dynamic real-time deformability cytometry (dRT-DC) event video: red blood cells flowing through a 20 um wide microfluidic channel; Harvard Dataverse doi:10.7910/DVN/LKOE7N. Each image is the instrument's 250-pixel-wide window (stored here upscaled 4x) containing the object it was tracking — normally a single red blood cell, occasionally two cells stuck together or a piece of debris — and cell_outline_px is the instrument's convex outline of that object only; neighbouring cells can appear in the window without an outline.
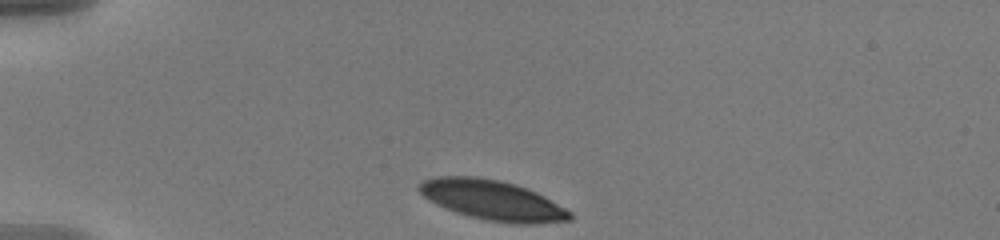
{"species": "human", "species_latin": "Homo sapiens", "temperature_condition": "warm", "stored_images_in_passage": 37, "camera_frame_rate_fps": 3000, "um_per_image_px": 0.085, "donor": {"sex": "male"}, "frame": {"image": 1, "passage_image": 1, "time_ms": 0.0, "image_size_px": [1000, 240], "cell_outline_px": [[572, 220], [540, 224], [508, 224], [488, 220], [456, 212], [444, 208], [436, 204], [424, 196], [416, 188], [424, 180], [436, 176], [476, 176], [500, 180], [516, 184], [536, 192], [544, 196], [572, 212]], "centroid_in_image_um": [41.88, 17.02], "position_along_channel_um": 43.1, "area_um2": 35.2}}
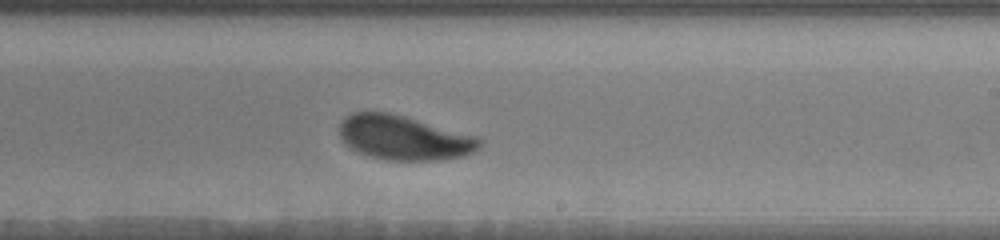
{"frame": {"image": 2, "passage_image": 22, "time_ms": 7.0, "image_size_px": [1000, 240], "cell_outline_px": [[480, 148], [464, 156], [440, 160], [388, 160], [372, 156], [360, 152], [344, 144], [340, 136], [340, 124], [344, 116], [352, 112], [388, 112], [476, 136], [480, 140]], "centroid_in_image_um": [34.3, 11.71], "position_along_channel_um": 254.7, "area_um2": 35.84}}
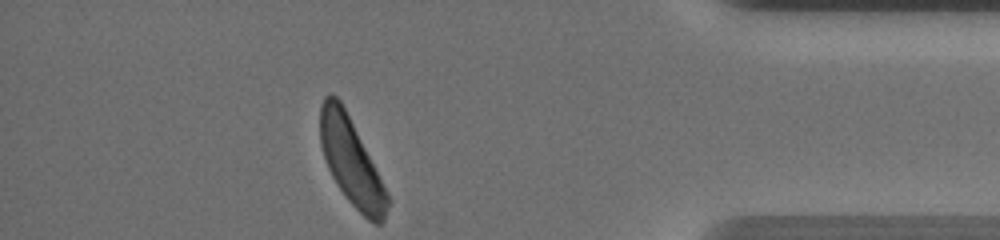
{"frame": {"image": 3, "passage_image": 37, "time_ms": 12.0, "image_size_px": [1000, 240], "cell_outline_px": [[392, 200], [384, 220], [380, 224], [376, 224], [368, 220], [348, 200], [332, 176], [328, 168], [320, 144], [320, 104], [324, 96], [328, 92], [332, 92], [340, 100]], "centroid_in_image_um": [29.86, 13.75], "position_along_channel_um": 405.3, "area_um2": 33.76}, "authors_computed_cell_mechanics": {"area_um2": 36.8186, "velocity_mm_per_s": 3.6129, "shape_relaxation_time_tau1_ms": 2.2331, "shape_relaxation_time_tau2_ms": 2.5866, "deformation_change_tau1": 0.1324, "deformation_change_tau2": 0.0896}}